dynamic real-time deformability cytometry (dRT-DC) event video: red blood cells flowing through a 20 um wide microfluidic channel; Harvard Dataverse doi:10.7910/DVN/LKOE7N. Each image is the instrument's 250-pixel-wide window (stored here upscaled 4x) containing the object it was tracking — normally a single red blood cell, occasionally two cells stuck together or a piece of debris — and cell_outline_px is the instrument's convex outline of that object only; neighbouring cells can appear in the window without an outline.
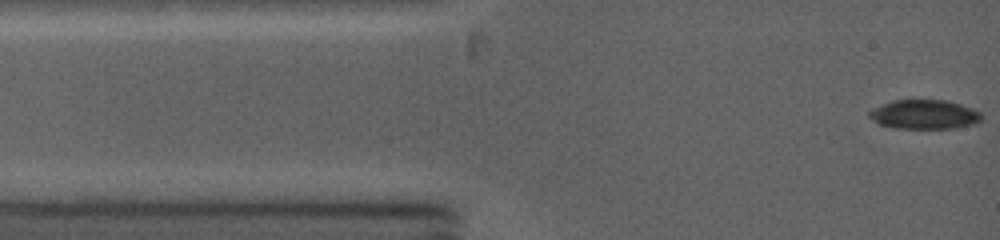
{"species": "common noctule bat (a hibernating species)", "species_latin": "Nyctalus noctula", "temperature_condition": "warm", "stored_images_in_passage": 82, "camera_frame_rate_fps": 5000, "um_per_image_px": 0.085, "animal": {"sex": "female", "body_mass_g": 19.0, "forearm_length_mm": 53.3}, "frame": {"image": 1, "passage_image": 1, "time_ms": 0.0, "image_size_px": [1000, 240], "cell_outline_px": [[980, 120], [972, 124], [956, 128], [892, 128], [880, 124], [872, 120], [868, 116], [868, 112], [872, 108], [880, 104], [892, 100], [948, 100], [972, 108], [980, 112]], "centroid_in_image_um": [78.51, 9.72], "position_along_channel_um": 6.5, "area_um2": 19.19}}
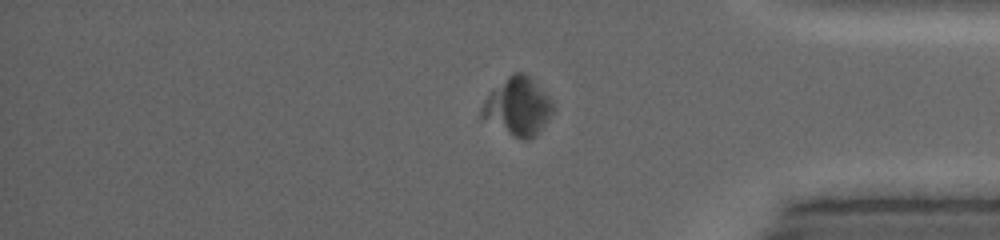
{"frame": {"image": 2, "passage_image": 59, "time_ms": 10.8, "image_size_px": [1000, 240], "cell_outline_px": [[556, 108], [536, 136], [528, 140], [524, 140], [508, 132], [480, 116], [480, 108], [484, 100], [508, 76], [516, 72], [524, 72], [552, 100]], "centroid_in_image_um": [44.05, 9.06], "position_along_channel_um": 391.1, "area_um2": 23.35}}
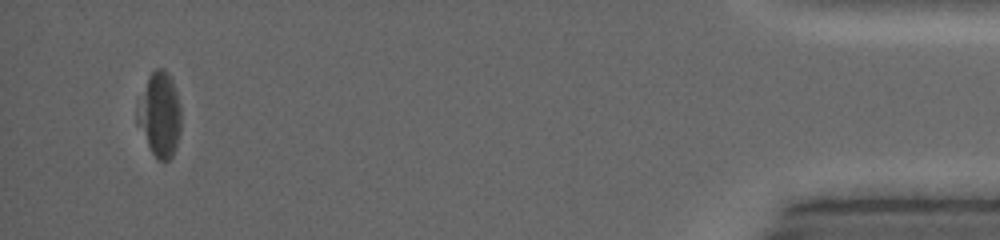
{"frame": {"image": 3, "passage_image": 74, "time_ms": 13.6, "image_size_px": [1000, 240], "cell_outline_px": [[180, 132], [176, 148], [172, 156], [168, 160], [160, 160], [152, 152], [136, 124], [136, 96], [148, 76], [156, 68], [164, 68], [168, 72], [172, 80], [180, 104]], "centroid_in_image_um": [13.52, 9.68], "position_along_channel_um": 421.7, "area_um2": 22.14}}